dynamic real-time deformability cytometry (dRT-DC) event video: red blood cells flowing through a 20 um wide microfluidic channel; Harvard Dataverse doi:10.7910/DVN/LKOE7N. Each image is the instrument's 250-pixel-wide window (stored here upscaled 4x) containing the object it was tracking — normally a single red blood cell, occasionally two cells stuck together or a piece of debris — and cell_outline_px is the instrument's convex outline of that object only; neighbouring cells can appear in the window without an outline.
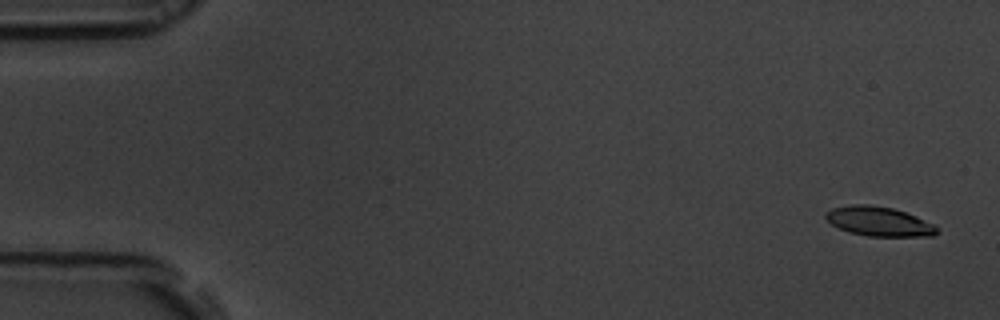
{"species": "common noctule bat (a hibernating species)", "species_latin": "Nyctalus noctula", "temperature_condition": "room temperature", "stored_images_in_passage": 57, "camera_frame_rate_fps": 3000, "um_per_image_px": 0.085, "animal": {"sex": "male", "body_mass_g": 19.5, "forearm_length_mm": 54.6}, "frame": {"image": 1, "passage_image": 3, "time_ms": 0.667, "image_size_px": [1000, 320], "cell_outline_px": [[940, 232], [932, 236], [868, 236], [848, 232], [832, 224], [824, 216], [824, 212], [832, 208], [852, 204], [868, 204], [892, 208], [916, 216], [932, 224]], "centroid_in_image_um": [74.68, 18.82], "position_along_channel_um": 10.3, "area_um2": 18.96}}
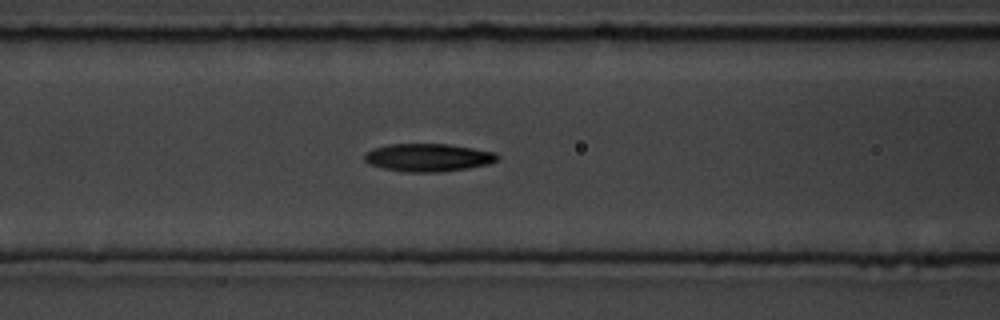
{"frame": {"image": 2, "passage_image": 24, "time_ms": 7.667, "image_size_px": [1000, 320], "cell_outline_px": [[500, 156], [496, 160], [488, 164], [468, 168], [440, 172], [408, 172], [384, 168], [368, 164], [364, 160], [364, 152], [372, 148], [388, 144], [448, 144], [496, 152]], "centroid_in_image_um": [36.36, 13.38], "position_along_channel_um": 130.2, "area_um2": 21.68}}
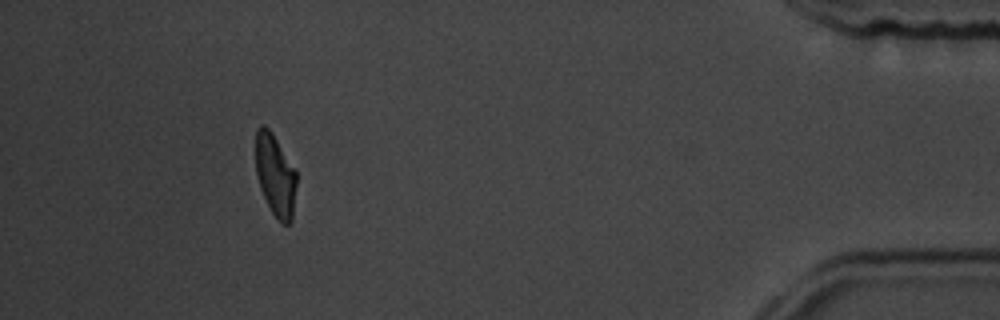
{"frame": {"image": 3, "passage_image": 52, "time_ms": 17.0, "image_size_px": [1000, 320], "cell_outline_px": [[296, 184], [292, 220], [288, 224], [284, 224], [272, 212], [260, 188], [256, 172], [256, 128], [260, 124], [264, 124], [272, 132], [296, 168]], "centroid_in_image_um": [23.41, 14.83], "position_along_channel_um": 411.8, "area_um2": 19.54}, "authors_computed_cell_mechanics": {"area_um2": 20.4612, "velocity_mm_per_s": 3.6653, "shape_relaxation_time_tau1_ms": 4.7743, "shape_relaxation_time_tau2_ms": 4.1723, "deformation_change_tau1": 0.1547, "deformation_change_tau2": 0.1112}}